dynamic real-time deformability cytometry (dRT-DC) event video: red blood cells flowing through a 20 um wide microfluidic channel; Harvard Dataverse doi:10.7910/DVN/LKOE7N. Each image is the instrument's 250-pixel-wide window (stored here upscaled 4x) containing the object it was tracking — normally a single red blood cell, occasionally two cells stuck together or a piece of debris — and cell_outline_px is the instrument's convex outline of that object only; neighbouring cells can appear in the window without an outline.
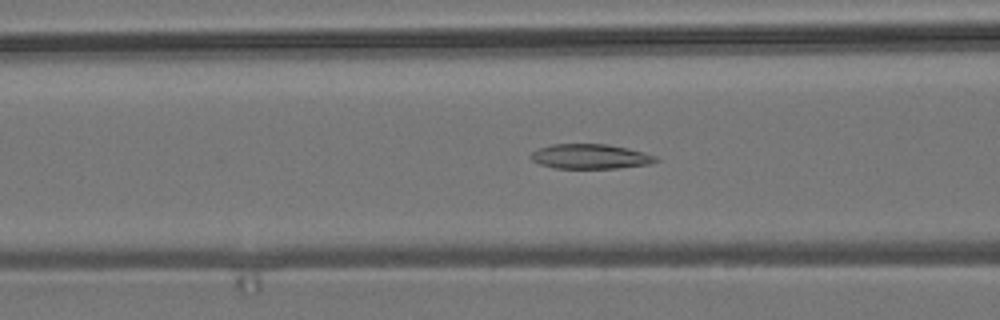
{"species": "common noctule bat (a hibernating species)", "species_latin": "Nyctalus noctula", "temperature_condition": "room temperature", "stored_images_in_passage": 41, "camera_frame_rate_fps": 3000, "um_per_image_px": 0.085, "animal": {"sex": "male", "body_mass_g": 19.2, "forearm_length_mm": 51.8}, "frame": {"image": 1, "passage_image": 7, "time_ms": 2.0, "image_size_px": [1000, 320], "cell_outline_px": [[660, 160], [648, 164], [616, 168], [556, 168], [540, 164], [532, 160], [528, 156], [532, 152], [540, 148], [552, 144], [608, 144], [628, 148], [656, 156]], "centroid_in_image_um": [50.16, 13.29], "position_along_channel_um": 116.4, "area_um2": 17.92}}
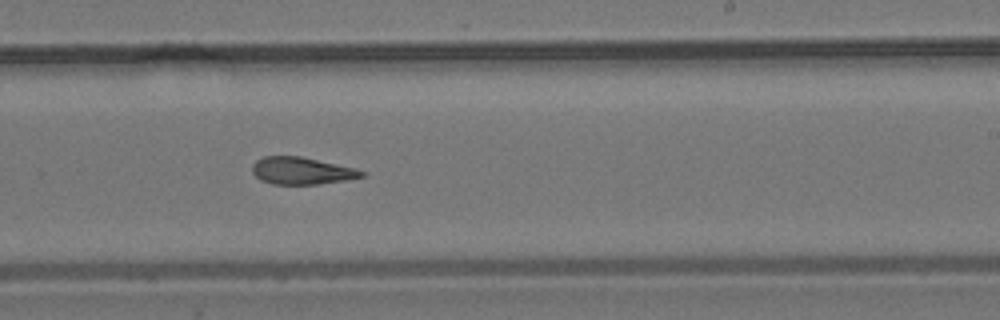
{"frame": {"image": 2, "passage_image": 19, "time_ms": 6.0, "image_size_px": [1000, 320], "cell_outline_px": [[368, 172], [364, 176], [344, 180], [316, 184], [272, 184], [260, 180], [252, 172], [252, 164], [256, 160], [264, 156], [300, 156], [352, 168]], "centroid_in_image_um": [25.59, 14.52], "position_along_channel_um": 263.4, "area_um2": 17.11}}
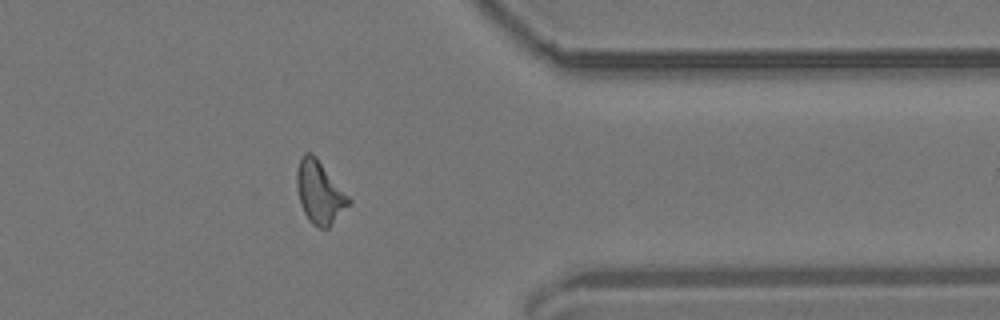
{"frame": {"image": 3, "passage_image": 30, "time_ms": 9.667, "image_size_px": [1000, 320], "cell_outline_px": [[352, 204], [328, 228], [320, 228], [312, 224], [308, 220], [300, 204], [296, 184], [296, 172], [300, 156], [304, 152], [312, 152], [316, 156], [352, 200]], "centroid_in_image_um": [27.17, 16.34], "position_along_channel_um": 384.2, "area_um2": 19.25}, "authors_computed_cell_mechanics": {"area_um2": 17.9758, "velocity_mm_per_s": 3.6766, "shape_relaxation_time_tau1_ms": null, "shape_relaxation_time_tau2_ms": 5.2337, "deformation_change_tau1": null, "deformation_change_tau2": 0.1357}}